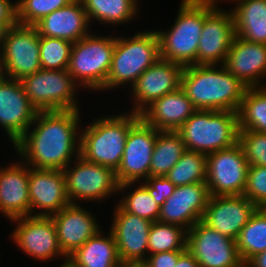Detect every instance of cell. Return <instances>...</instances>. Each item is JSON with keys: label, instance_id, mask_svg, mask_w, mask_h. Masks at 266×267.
I'll use <instances>...</instances> for the list:
<instances>
[{"label": "cell", "instance_id": "cell-20", "mask_svg": "<svg viewBox=\"0 0 266 267\" xmlns=\"http://www.w3.org/2000/svg\"><path fill=\"white\" fill-rule=\"evenodd\" d=\"M29 198L31 216H51L70 205L63 170L30 167Z\"/></svg>", "mask_w": 266, "mask_h": 267}, {"label": "cell", "instance_id": "cell-11", "mask_svg": "<svg viewBox=\"0 0 266 267\" xmlns=\"http://www.w3.org/2000/svg\"><path fill=\"white\" fill-rule=\"evenodd\" d=\"M9 221L16 225L10 238L26 255L43 262L63 258L62 266L67 265L68 258L59 246L55 224L51 216L29 215Z\"/></svg>", "mask_w": 266, "mask_h": 267}, {"label": "cell", "instance_id": "cell-31", "mask_svg": "<svg viewBox=\"0 0 266 267\" xmlns=\"http://www.w3.org/2000/svg\"><path fill=\"white\" fill-rule=\"evenodd\" d=\"M239 131L266 133V86L247 87L238 110Z\"/></svg>", "mask_w": 266, "mask_h": 267}, {"label": "cell", "instance_id": "cell-15", "mask_svg": "<svg viewBox=\"0 0 266 267\" xmlns=\"http://www.w3.org/2000/svg\"><path fill=\"white\" fill-rule=\"evenodd\" d=\"M159 130L140 118L129 130L124 154L115 171L119 184L139 183L149 178V168Z\"/></svg>", "mask_w": 266, "mask_h": 267}, {"label": "cell", "instance_id": "cell-3", "mask_svg": "<svg viewBox=\"0 0 266 267\" xmlns=\"http://www.w3.org/2000/svg\"><path fill=\"white\" fill-rule=\"evenodd\" d=\"M140 118L139 114L128 111L94 119L80 130V156L116 171L129 130Z\"/></svg>", "mask_w": 266, "mask_h": 267}, {"label": "cell", "instance_id": "cell-9", "mask_svg": "<svg viewBox=\"0 0 266 267\" xmlns=\"http://www.w3.org/2000/svg\"><path fill=\"white\" fill-rule=\"evenodd\" d=\"M63 172L71 204H78V201L105 202V199L119 194L116 172L110 167L89 162L80 155Z\"/></svg>", "mask_w": 266, "mask_h": 267}, {"label": "cell", "instance_id": "cell-46", "mask_svg": "<svg viewBox=\"0 0 266 267\" xmlns=\"http://www.w3.org/2000/svg\"><path fill=\"white\" fill-rule=\"evenodd\" d=\"M222 0H181L180 2H195V3H213V4H220Z\"/></svg>", "mask_w": 266, "mask_h": 267}, {"label": "cell", "instance_id": "cell-35", "mask_svg": "<svg viewBox=\"0 0 266 267\" xmlns=\"http://www.w3.org/2000/svg\"><path fill=\"white\" fill-rule=\"evenodd\" d=\"M187 230L179 225L153 222L149 230L148 255L187 250Z\"/></svg>", "mask_w": 266, "mask_h": 267}, {"label": "cell", "instance_id": "cell-24", "mask_svg": "<svg viewBox=\"0 0 266 267\" xmlns=\"http://www.w3.org/2000/svg\"><path fill=\"white\" fill-rule=\"evenodd\" d=\"M17 162L0 167V213L9 220L30 215V167Z\"/></svg>", "mask_w": 266, "mask_h": 267}, {"label": "cell", "instance_id": "cell-2", "mask_svg": "<svg viewBox=\"0 0 266 267\" xmlns=\"http://www.w3.org/2000/svg\"><path fill=\"white\" fill-rule=\"evenodd\" d=\"M181 88L197 110L238 112L247 86L223 65L184 67Z\"/></svg>", "mask_w": 266, "mask_h": 267}, {"label": "cell", "instance_id": "cell-36", "mask_svg": "<svg viewBox=\"0 0 266 267\" xmlns=\"http://www.w3.org/2000/svg\"><path fill=\"white\" fill-rule=\"evenodd\" d=\"M73 43L52 37L40 36V65L46 70L67 69Z\"/></svg>", "mask_w": 266, "mask_h": 267}, {"label": "cell", "instance_id": "cell-43", "mask_svg": "<svg viewBox=\"0 0 266 267\" xmlns=\"http://www.w3.org/2000/svg\"><path fill=\"white\" fill-rule=\"evenodd\" d=\"M175 267H200L195 257L186 250L179 258Z\"/></svg>", "mask_w": 266, "mask_h": 267}, {"label": "cell", "instance_id": "cell-7", "mask_svg": "<svg viewBox=\"0 0 266 267\" xmlns=\"http://www.w3.org/2000/svg\"><path fill=\"white\" fill-rule=\"evenodd\" d=\"M93 31L73 43L67 67L74 81L85 90L100 91L108 77L116 36Z\"/></svg>", "mask_w": 266, "mask_h": 267}, {"label": "cell", "instance_id": "cell-14", "mask_svg": "<svg viewBox=\"0 0 266 267\" xmlns=\"http://www.w3.org/2000/svg\"><path fill=\"white\" fill-rule=\"evenodd\" d=\"M186 249L200 267H244L236 240L221 235L202 220L187 231Z\"/></svg>", "mask_w": 266, "mask_h": 267}, {"label": "cell", "instance_id": "cell-32", "mask_svg": "<svg viewBox=\"0 0 266 267\" xmlns=\"http://www.w3.org/2000/svg\"><path fill=\"white\" fill-rule=\"evenodd\" d=\"M236 245L244 264L266 250V208H257L240 231Z\"/></svg>", "mask_w": 266, "mask_h": 267}, {"label": "cell", "instance_id": "cell-23", "mask_svg": "<svg viewBox=\"0 0 266 267\" xmlns=\"http://www.w3.org/2000/svg\"><path fill=\"white\" fill-rule=\"evenodd\" d=\"M223 66L247 87L266 86V44L235 35Z\"/></svg>", "mask_w": 266, "mask_h": 267}, {"label": "cell", "instance_id": "cell-44", "mask_svg": "<svg viewBox=\"0 0 266 267\" xmlns=\"http://www.w3.org/2000/svg\"><path fill=\"white\" fill-rule=\"evenodd\" d=\"M246 267H266V250L252 257L246 264Z\"/></svg>", "mask_w": 266, "mask_h": 267}, {"label": "cell", "instance_id": "cell-4", "mask_svg": "<svg viewBox=\"0 0 266 267\" xmlns=\"http://www.w3.org/2000/svg\"><path fill=\"white\" fill-rule=\"evenodd\" d=\"M159 58V40L155 30H143L130 37L116 35L111 68L99 92L113 91L128 84V88L132 87Z\"/></svg>", "mask_w": 266, "mask_h": 267}, {"label": "cell", "instance_id": "cell-45", "mask_svg": "<svg viewBox=\"0 0 266 267\" xmlns=\"http://www.w3.org/2000/svg\"><path fill=\"white\" fill-rule=\"evenodd\" d=\"M11 27L8 24L0 23V53L2 44L6 38L7 32Z\"/></svg>", "mask_w": 266, "mask_h": 267}, {"label": "cell", "instance_id": "cell-26", "mask_svg": "<svg viewBox=\"0 0 266 267\" xmlns=\"http://www.w3.org/2000/svg\"><path fill=\"white\" fill-rule=\"evenodd\" d=\"M196 110L180 87L155 100L140 116L159 131H177Z\"/></svg>", "mask_w": 266, "mask_h": 267}, {"label": "cell", "instance_id": "cell-41", "mask_svg": "<svg viewBox=\"0 0 266 267\" xmlns=\"http://www.w3.org/2000/svg\"><path fill=\"white\" fill-rule=\"evenodd\" d=\"M186 250L159 252L150 254L142 263L145 267H175L178 258Z\"/></svg>", "mask_w": 266, "mask_h": 267}, {"label": "cell", "instance_id": "cell-38", "mask_svg": "<svg viewBox=\"0 0 266 267\" xmlns=\"http://www.w3.org/2000/svg\"><path fill=\"white\" fill-rule=\"evenodd\" d=\"M237 143L249 165L266 167V133L239 131Z\"/></svg>", "mask_w": 266, "mask_h": 267}, {"label": "cell", "instance_id": "cell-25", "mask_svg": "<svg viewBox=\"0 0 266 267\" xmlns=\"http://www.w3.org/2000/svg\"><path fill=\"white\" fill-rule=\"evenodd\" d=\"M33 26L39 36L60 38L72 43L92 32L87 13L80 0H73L67 6L51 12Z\"/></svg>", "mask_w": 266, "mask_h": 267}, {"label": "cell", "instance_id": "cell-18", "mask_svg": "<svg viewBox=\"0 0 266 267\" xmlns=\"http://www.w3.org/2000/svg\"><path fill=\"white\" fill-rule=\"evenodd\" d=\"M37 112L21 81L0 75V125L13 146L32 125Z\"/></svg>", "mask_w": 266, "mask_h": 267}, {"label": "cell", "instance_id": "cell-22", "mask_svg": "<svg viewBox=\"0 0 266 267\" xmlns=\"http://www.w3.org/2000/svg\"><path fill=\"white\" fill-rule=\"evenodd\" d=\"M83 207L70 204L51 215L59 246L67 258L100 230L94 213Z\"/></svg>", "mask_w": 266, "mask_h": 267}, {"label": "cell", "instance_id": "cell-42", "mask_svg": "<svg viewBox=\"0 0 266 267\" xmlns=\"http://www.w3.org/2000/svg\"><path fill=\"white\" fill-rule=\"evenodd\" d=\"M0 23L14 27L18 24L17 3L11 0H0Z\"/></svg>", "mask_w": 266, "mask_h": 267}, {"label": "cell", "instance_id": "cell-6", "mask_svg": "<svg viewBox=\"0 0 266 267\" xmlns=\"http://www.w3.org/2000/svg\"><path fill=\"white\" fill-rule=\"evenodd\" d=\"M174 24L168 30H155L163 60L183 67L197 65V51L204 24V3L181 2Z\"/></svg>", "mask_w": 266, "mask_h": 267}, {"label": "cell", "instance_id": "cell-47", "mask_svg": "<svg viewBox=\"0 0 266 267\" xmlns=\"http://www.w3.org/2000/svg\"><path fill=\"white\" fill-rule=\"evenodd\" d=\"M122 267H145L143 264H127Z\"/></svg>", "mask_w": 266, "mask_h": 267}, {"label": "cell", "instance_id": "cell-28", "mask_svg": "<svg viewBox=\"0 0 266 267\" xmlns=\"http://www.w3.org/2000/svg\"><path fill=\"white\" fill-rule=\"evenodd\" d=\"M235 35L248 42L266 44V0H230Z\"/></svg>", "mask_w": 266, "mask_h": 267}, {"label": "cell", "instance_id": "cell-34", "mask_svg": "<svg viewBox=\"0 0 266 267\" xmlns=\"http://www.w3.org/2000/svg\"><path fill=\"white\" fill-rule=\"evenodd\" d=\"M207 155L186 150L180 160L165 175L176 187L194 183H206Z\"/></svg>", "mask_w": 266, "mask_h": 267}, {"label": "cell", "instance_id": "cell-10", "mask_svg": "<svg viewBox=\"0 0 266 267\" xmlns=\"http://www.w3.org/2000/svg\"><path fill=\"white\" fill-rule=\"evenodd\" d=\"M40 36L34 26L11 27L1 47L0 75L22 80L41 69Z\"/></svg>", "mask_w": 266, "mask_h": 267}, {"label": "cell", "instance_id": "cell-48", "mask_svg": "<svg viewBox=\"0 0 266 267\" xmlns=\"http://www.w3.org/2000/svg\"><path fill=\"white\" fill-rule=\"evenodd\" d=\"M59 267H69V266L68 265H64V266L60 265Z\"/></svg>", "mask_w": 266, "mask_h": 267}, {"label": "cell", "instance_id": "cell-16", "mask_svg": "<svg viewBox=\"0 0 266 267\" xmlns=\"http://www.w3.org/2000/svg\"><path fill=\"white\" fill-rule=\"evenodd\" d=\"M183 70V66L159 58L128 90L134 104L129 111L140 115L155 100L180 88Z\"/></svg>", "mask_w": 266, "mask_h": 267}, {"label": "cell", "instance_id": "cell-8", "mask_svg": "<svg viewBox=\"0 0 266 267\" xmlns=\"http://www.w3.org/2000/svg\"><path fill=\"white\" fill-rule=\"evenodd\" d=\"M20 81L31 104L38 111L80 110L81 108L77 99L81 87L67 69L41 68Z\"/></svg>", "mask_w": 266, "mask_h": 267}, {"label": "cell", "instance_id": "cell-21", "mask_svg": "<svg viewBox=\"0 0 266 267\" xmlns=\"http://www.w3.org/2000/svg\"><path fill=\"white\" fill-rule=\"evenodd\" d=\"M257 207L243 195L210 196L202 221L234 240Z\"/></svg>", "mask_w": 266, "mask_h": 267}, {"label": "cell", "instance_id": "cell-39", "mask_svg": "<svg viewBox=\"0 0 266 267\" xmlns=\"http://www.w3.org/2000/svg\"><path fill=\"white\" fill-rule=\"evenodd\" d=\"M243 196L257 208H266V167L249 165Z\"/></svg>", "mask_w": 266, "mask_h": 267}, {"label": "cell", "instance_id": "cell-40", "mask_svg": "<svg viewBox=\"0 0 266 267\" xmlns=\"http://www.w3.org/2000/svg\"><path fill=\"white\" fill-rule=\"evenodd\" d=\"M140 183L160 206L173 194L176 188L166 176L149 177Z\"/></svg>", "mask_w": 266, "mask_h": 267}, {"label": "cell", "instance_id": "cell-5", "mask_svg": "<svg viewBox=\"0 0 266 267\" xmlns=\"http://www.w3.org/2000/svg\"><path fill=\"white\" fill-rule=\"evenodd\" d=\"M177 132L186 150L208 155L237 143L238 112L196 110Z\"/></svg>", "mask_w": 266, "mask_h": 267}, {"label": "cell", "instance_id": "cell-12", "mask_svg": "<svg viewBox=\"0 0 266 267\" xmlns=\"http://www.w3.org/2000/svg\"><path fill=\"white\" fill-rule=\"evenodd\" d=\"M210 196L243 195L249 164L238 143L207 155Z\"/></svg>", "mask_w": 266, "mask_h": 267}, {"label": "cell", "instance_id": "cell-1", "mask_svg": "<svg viewBox=\"0 0 266 267\" xmlns=\"http://www.w3.org/2000/svg\"><path fill=\"white\" fill-rule=\"evenodd\" d=\"M80 114V110L38 111L32 125L13 146L18 158L31 168H66L80 155Z\"/></svg>", "mask_w": 266, "mask_h": 267}, {"label": "cell", "instance_id": "cell-19", "mask_svg": "<svg viewBox=\"0 0 266 267\" xmlns=\"http://www.w3.org/2000/svg\"><path fill=\"white\" fill-rule=\"evenodd\" d=\"M209 198L206 183L178 186L160 207L158 221L179 225L188 231L202 220Z\"/></svg>", "mask_w": 266, "mask_h": 267}, {"label": "cell", "instance_id": "cell-27", "mask_svg": "<svg viewBox=\"0 0 266 267\" xmlns=\"http://www.w3.org/2000/svg\"><path fill=\"white\" fill-rule=\"evenodd\" d=\"M69 267H122L112 232L102 228L68 257Z\"/></svg>", "mask_w": 266, "mask_h": 267}, {"label": "cell", "instance_id": "cell-30", "mask_svg": "<svg viewBox=\"0 0 266 267\" xmlns=\"http://www.w3.org/2000/svg\"><path fill=\"white\" fill-rule=\"evenodd\" d=\"M186 151L177 131H159L155 141L149 177L165 176Z\"/></svg>", "mask_w": 266, "mask_h": 267}, {"label": "cell", "instance_id": "cell-17", "mask_svg": "<svg viewBox=\"0 0 266 267\" xmlns=\"http://www.w3.org/2000/svg\"><path fill=\"white\" fill-rule=\"evenodd\" d=\"M109 226L123 265L142 264L148 257L149 230L153 222L124 211L117 203Z\"/></svg>", "mask_w": 266, "mask_h": 267}, {"label": "cell", "instance_id": "cell-29", "mask_svg": "<svg viewBox=\"0 0 266 267\" xmlns=\"http://www.w3.org/2000/svg\"><path fill=\"white\" fill-rule=\"evenodd\" d=\"M89 22L96 20L102 25H120L131 22L138 14L139 0H80Z\"/></svg>", "mask_w": 266, "mask_h": 267}, {"label": "cell", "instance_id": "cell-33", "mask_svg": "<svg viewBox=\"0 0 266 267\" xmlns=\"http://www.w3.org/2000/svg\"><path fill=\"white\" fill-rule=\"evenodd\" d=\"M137 184H139L138 187L136 186ZM132 187L136 188L131 191ZM128 188L130 191L127 190ZM124 190H127V192ZM118 192L120 194L122 192L123 194L121 195H124L121 200L118 199L117 201V204L124 211L150 222L158 221L161 206L156 203L149 191L140 182L119 184Z\"/></svg>", "mask_w": 266, "mask_h": 267}, {"label": "cell", "instance_id": "cell-37", "mask_svg": "<svg viewBox=\"0 0 266 267\" xmlns=\"http://www.w3.org/2000/svg\"><path fill=\"white\" fill-rule=\"evenodd\" d=\"M72 1L73 0H18L16 1L18 24L33 26L43 17L67 6Z\"/></svg>", "mask_w": 266, "mask_h": 267}, {"label": "cell", "instance_id": "cell-13", "mask_svg": "<svg viewBox=\"0 0 266 267\" xmlns=\"http://www.w3.org/2000/svg\"><path fill=\"white\" fill-rule=\"evenodd\" d=\"M218 4L204 3V24L201 32L197 65H223L235 37L232 11Z\"/></svg>", "mask_w": 266, "mask_h": 267}]
</instances>
